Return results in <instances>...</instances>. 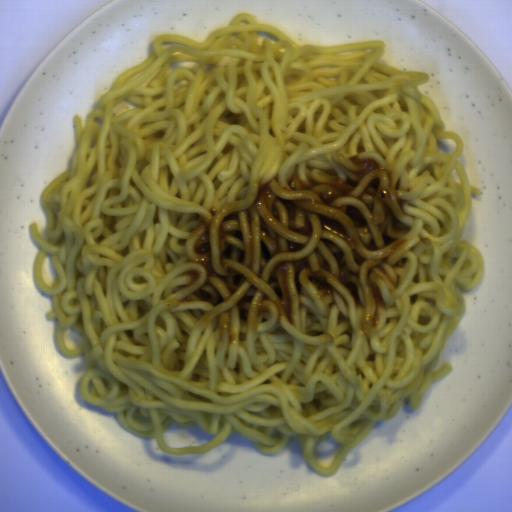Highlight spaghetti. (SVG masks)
Wrapping results in <instances>:
<instances>
[{
    "instance_id": "obj_1",
    "label": "spaghetti",
    "mask_w": 512,
    "mask_h": 512,
    "mask_svg": "<svg viewBox=\"0 0 512 512\" xmlns=\"http://www.w3.org/2000/svg\"><path fill=\"white\" fill-rule=\"evenodd\" d=\"M83 121L68 170L40 193L33 276L51 297L56 345L82 355V398L168 455H204L240 432L265 454L298 437L304 461L333 476L404 399L419 409L429 368L482 280L461 240L472 211L464 140L418 90L428 72L379 63L381 40L297 45L249 13L196 41L159 34ZM379 156L409 189L402 277L381 334L359 332L339 301L324 317L308 292L298 320L272 319L220 343L184 304L185 245L202 212L267 176L348 177Z\"/></svg>"
}]
</instances>
